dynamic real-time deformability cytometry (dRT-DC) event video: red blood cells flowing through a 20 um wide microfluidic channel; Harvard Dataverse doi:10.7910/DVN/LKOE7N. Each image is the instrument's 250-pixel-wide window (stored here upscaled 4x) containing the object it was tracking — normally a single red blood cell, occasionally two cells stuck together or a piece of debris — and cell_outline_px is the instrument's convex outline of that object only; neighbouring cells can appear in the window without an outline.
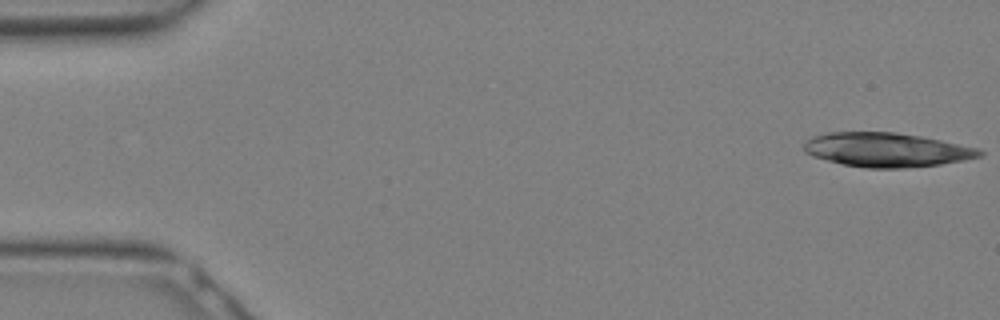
{"species": "Egyptian fruit bat (a non-hibernating species)", "species_latin": "Rousettus aegyptiacus", "temperature_condition": "warm", "stored_images_in_passage": 9, "camera_frame_rate_fps": 3000, "um_per_image_px": 0.085, "animal": {"sex": "female"}, "frame": {"image": 1, "passage_image": 1, "time_ms": 0.0, "image_size_px": [1000, 320], "cell_outline_px": [[984, 156], [964, 160], [940, 164], [904, 168], [864, 168], [844, 164], [812, 156], [804, 152], [804, 140], [812, 136], [828, 132], [896, 132], [920, 136], [980, 148], [984, 152]], "centroid_in_image_um": [75.36, 12.73], "position_along_channel_um": 9.6, "area_um2": 35.08}}
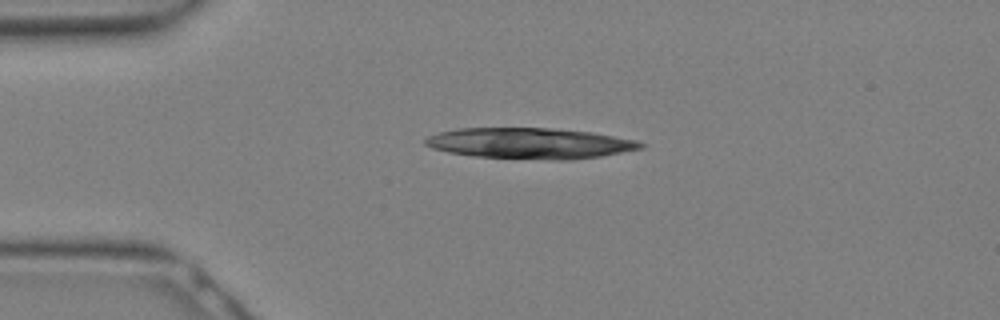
{"frame": {"image": 2, "passage_image": 7, "time_ms": 2.0, "image_size_px": [1000, 320], "cell_outline_px": [[644, 148], [600, 156], [572, 160], [556, 160], [472, 156], [448, 152], [432, 148], [424, 144], [424, 140], [428, 136], [440, 132], [456, 128], [548, 128], [592, 132], [636, 140], [644, 144]], "centroid_in_image_um": [45.03, 12.18], "position_along_channel_um": 40.0, "area_um2": 38.67}}